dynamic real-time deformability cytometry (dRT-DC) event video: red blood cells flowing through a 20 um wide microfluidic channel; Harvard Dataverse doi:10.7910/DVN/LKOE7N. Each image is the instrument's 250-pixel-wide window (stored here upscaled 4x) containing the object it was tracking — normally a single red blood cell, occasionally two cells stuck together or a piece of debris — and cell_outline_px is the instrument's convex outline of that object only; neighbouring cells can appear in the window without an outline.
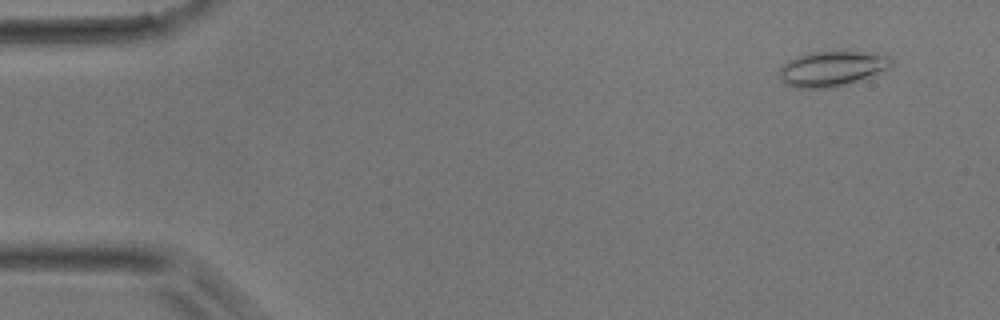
{"species": "common noctule bat (a hibernating species)", "species_latin": "Nyctalus noctula", "temperature_condition": "room temperature", "stored_images_in_passage": 51, "camera_frame_rate_fps": 3000, "um_per_image_px": 0.085, "animal": {"sex": "male", "body_mass_g": 17.9}, "frame": {"image": 1, "passage_image": 4, "time_ms": 1.0, "image_size_px": [1000, 320], "cell_outline_px": [[892, 64], [888, 68], [856, 80], [832, 88], [800, 88], [788, 84], [780, 76], [780, 68], [788, 60], [796, 56], [808, 52], [856, 52], [892, 56]], "centroid_in_image_um": [70.68, 5.82], "position_along_channel_um": 14.3, "area_um2": 22.2}}
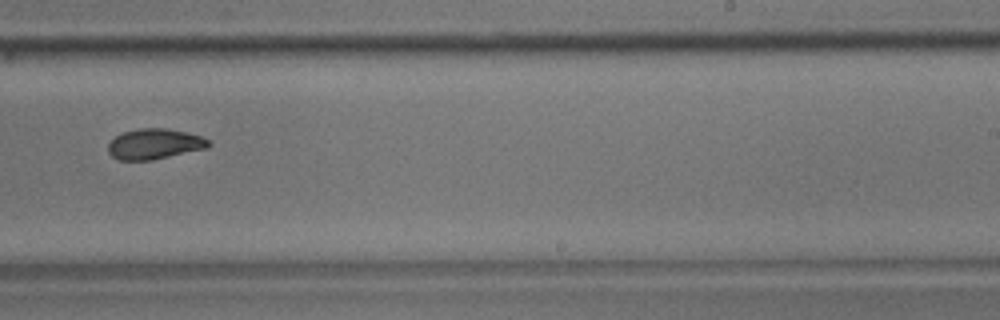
{"frame": {"image": 2, "passage_image": 32, "time_ms": 10.333, "image_size_px": [1000, 320], "cell_outline_px": [[212, 144], [208, 148], [152, 160], [120, 160], [112, 156], [108, 152], [108, 144], [116, 136], [124, 132], [140, 128], [164, 128], [184, 132], [200, 136], [208, 140]], "centroid_in_image_um": [13.14, 12.25], "position_along_channel_um": 275.9, "area_um2": 17.69}}
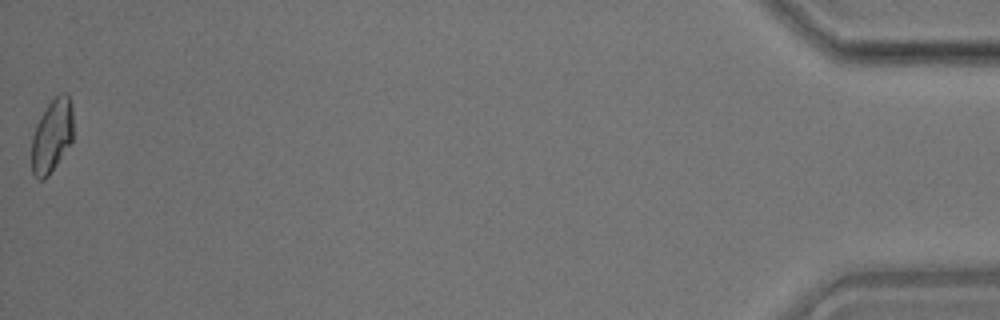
{"frame": {"image": 3, "passage_image": 51, "time_ms": 16.667, "image_size_px": [1000, 320], "cell_outline_px": [[72, 140], [48, 176], [44, 180], [40, 180], [32, 172], [32, 136], [36, 124], [44, 108], [60, 92], [68, 92], [72, 108]], "centroid_in_image_um": [4.4, 11.5], "position_along_channel_um": 430.8, "area_um2": 17.69}}